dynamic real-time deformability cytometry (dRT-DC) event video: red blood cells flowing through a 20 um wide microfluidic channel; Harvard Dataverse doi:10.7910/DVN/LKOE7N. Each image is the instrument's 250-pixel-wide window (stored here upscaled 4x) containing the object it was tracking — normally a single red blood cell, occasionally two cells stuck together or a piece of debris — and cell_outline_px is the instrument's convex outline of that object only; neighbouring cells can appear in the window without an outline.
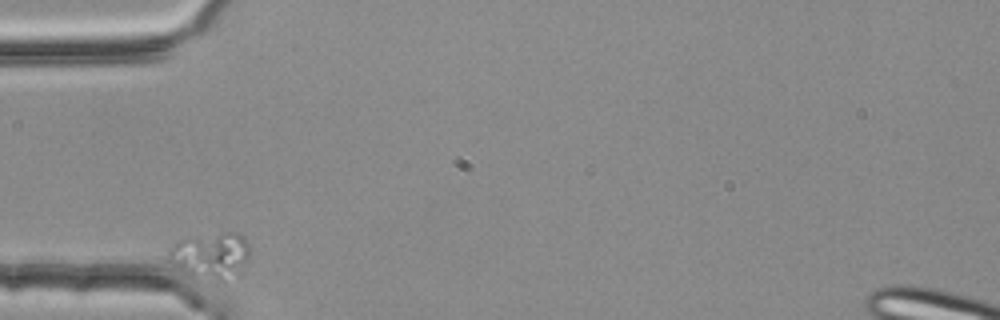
{"species": "common noctule bat (a hibernating species)", "species_latin": "Nyctalus noctula", "temperature_condition": "room temperature", "stored_images_in_passage": 8, "camera_frame_rate_fps": 3000, "um_per_image_px": 0.085, "animal": {"sex": "female", "body_mass_g": 25.1}, "frame": {"image": 1, "passage_image": 1, "time_ms": 0.0, "image_size_px": [1000, 320], "cell_outline_px": [[248, 260], [240, 276], [220, 280], [216, 280], [184, 276], [168, 260], [168, 252], [172, 244], [180, 240], [224, 232], [240, 232], [244, 236], [248, 244]], "centroid_in_image_um": [17.92, 21.75], "position_along_channel_um": 67.1, "area_um2": 22.31}}